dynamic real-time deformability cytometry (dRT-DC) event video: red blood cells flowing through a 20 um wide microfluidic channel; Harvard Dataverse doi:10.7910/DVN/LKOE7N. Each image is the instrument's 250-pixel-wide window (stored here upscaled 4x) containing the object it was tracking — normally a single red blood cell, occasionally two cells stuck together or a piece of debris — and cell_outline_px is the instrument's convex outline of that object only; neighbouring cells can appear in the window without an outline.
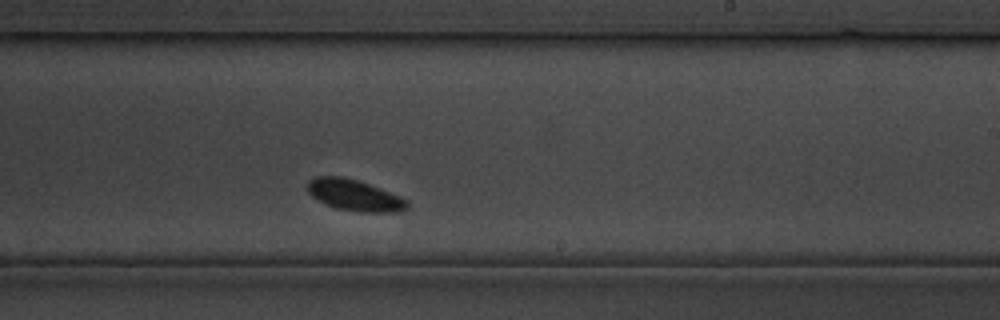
{"species": "common noctule bat (a hibernating species)", "species_latin": "Nyctalus noctula", "temperature_condition": "cold", "stored_images_in_passage": 13, "camera_frame_rate_fps": 3000, "um_per_image_px": 0.085, "animal": {"sex": "male", "body_mass_g": 19.5, "forearm_length_mm": 54.6}, "frame": {"image": 1, "passage_image": 13, "time_ms": 14.333, "image_size_px": [1000, 320], "cell_outline_px": [[408, 208], [396, 212], [360, 212], [336, 208], [312, 196], [308, 192], [308, 180], [316, 176], [344, 176], [368, 184], [400, 196], [408, 200]], "centroid_in_image_um": [30.14, 16.59], "position_along_channel_um": 258.9, "area_um2": 17.92}}